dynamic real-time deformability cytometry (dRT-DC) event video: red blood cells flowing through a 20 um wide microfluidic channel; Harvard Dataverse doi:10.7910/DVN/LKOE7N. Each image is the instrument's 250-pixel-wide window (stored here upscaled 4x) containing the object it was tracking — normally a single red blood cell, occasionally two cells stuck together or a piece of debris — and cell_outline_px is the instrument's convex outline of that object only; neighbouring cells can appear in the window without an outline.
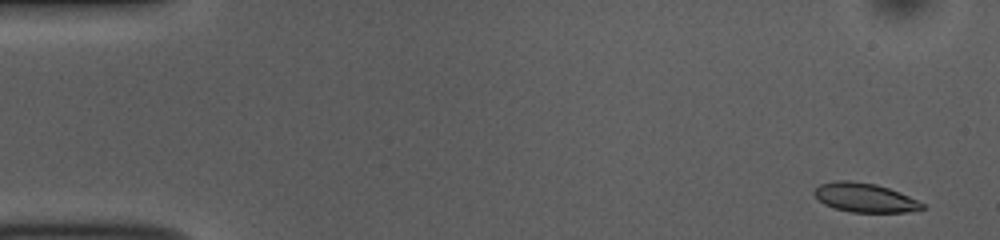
{"species": "common noctule bat (a hibernating species)", "species_latin": "Nyctalus noctula", "temperature_condition": "room temperature", "stored_images_in_passage": 51, "camera_frame_rate_fps": 3000, "um_per_image_px": 0.085, "animal": {"sex": "female", "body_mass_g": 10.0, "forearm_length_mm": 53.1}, "frame": {"image": 1, "passage_image": 2, "time_ms": 0.333, "image_size_px": [1000, 240], "cell_outline_px": [[924, 208], [904, 212], [852, 212], [836, 208], [824, 204], [812, 192], [820, 184], [836, 180], [852, 180], [876, 184], [900, 192], [924, 204]], "centroid_in_image_um": [73.48, 16.78], "position_along_channel_um": 11.5, "area_um2": 18.09}}
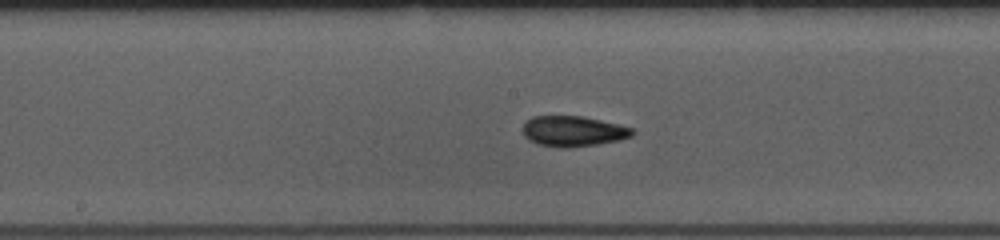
{"frame": {"image": 2, "passage_image": 26, "time_ms": 8.333, "image_size_px": [1000, 240], "cell_outline_px": [[636, 132], [632, 136], [620, 140], [596, 144], [568, 148], [560, 148], [540, 144], [528, 140], [524, 136], [524, 124], [532, 116], [584, 116], [632, 128]], "centroid_in_image_um": [48.73, 11.15], "position_along_channel_um": 199.5, "area_um2": 19.36}}
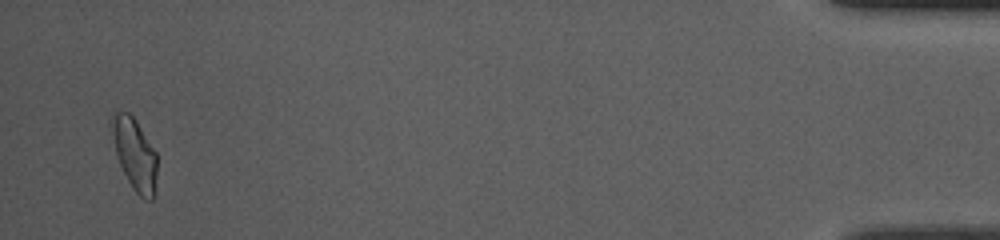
{"frame": {"image": 3, "passage_image": 50, "time_ms": 16.333, "image_size_px": [1000, 240], "cell_outline_px": [[156, 192], [152, 200], [144, 200], [132, 188], [120, 164], [116, 152], [108, 124], [108, 120], [112, 112], [128, 112], [136, 120], [156, 152]], "centroid_in_image_um": [11.42, 13.07], "position_along_channel_um": 423.8, "area_um2": 19.19}, "authors_computed_cell_mechanics": {"area_um2": 18.785, "velocity_mm_per_s": 3.8318, "shape_relaxation_time_tau1_ms": 5.5691, "shape_relaxation_time_tau2_ms": 2.64, "deformation_change_tau1": 0.1207, "deformation_change_tau2": 0.0656}}